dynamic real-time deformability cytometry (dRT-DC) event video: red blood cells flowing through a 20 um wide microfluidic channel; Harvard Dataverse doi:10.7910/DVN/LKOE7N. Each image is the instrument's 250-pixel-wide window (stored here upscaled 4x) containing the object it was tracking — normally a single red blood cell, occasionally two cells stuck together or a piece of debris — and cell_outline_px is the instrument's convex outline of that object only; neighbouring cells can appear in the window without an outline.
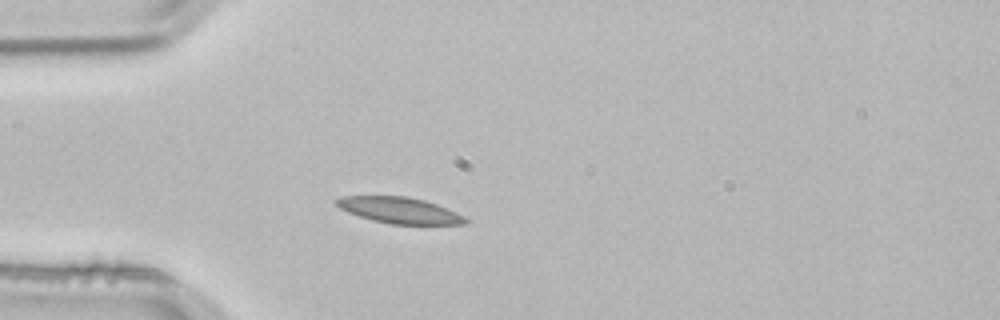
{"species": "common noctule bat (a hibernating species)", "species_latin": "Nyctalus noctula", "temperature_condition": "room temperature", "stored_images_in_passage": 2, "camera_frame_rate_fps": 3000, "um_per_image_px": 0.085, "animal": {"sex": "male", "body_mass_g": 21.5, "forearm_length_mm": 52.0}, "frame": {"image": 1, "passage_image": 2, "time_ms": 0.333, "image_size_px": [1000, 320], "cell_outline_px": [[468, 224], [392, 224], [372, 220], [348, 212], [340, 208], [336, 204], [336, 200], [344, 196], [404, 196], [424, 200], [436, 204], [456, 212], [464, 216], [468, 220]], "centroid_in_image_um": [33.98, 17.88], "position_along_channel_um": 51.0, "area_um2": 19.36}}